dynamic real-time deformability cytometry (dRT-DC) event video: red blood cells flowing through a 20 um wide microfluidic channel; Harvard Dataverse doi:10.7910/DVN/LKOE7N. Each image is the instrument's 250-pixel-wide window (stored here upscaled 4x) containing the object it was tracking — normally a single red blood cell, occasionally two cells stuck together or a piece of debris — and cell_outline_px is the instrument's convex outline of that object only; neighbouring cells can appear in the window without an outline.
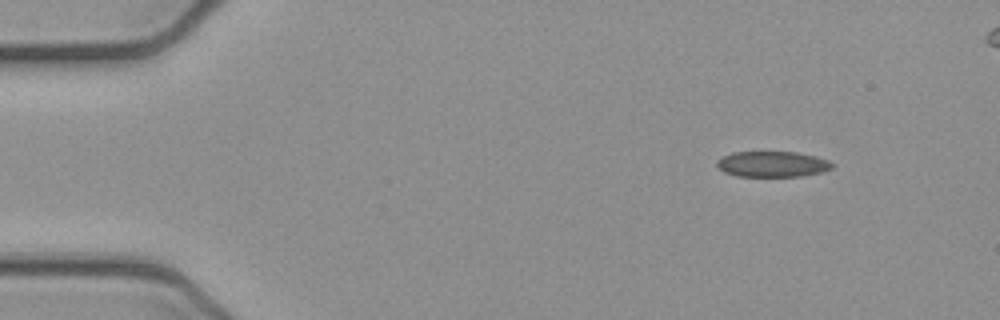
{"species": "common noctule bat (a hibernating species)", "species_latin": "Nyctalus noctula", "temperature_condition": "cold", "stored_images_in_passage": 46, "camera_frame_rate_fps": 3000, "um_per_image_px": 0.085, "animal": {"sex": "female", "body_mass_g": 21.9}, "frame": {"image": 1, "passage_image": 1, "time_ms": 0.0, "image_size_px": [1000, 320], "cell_outline_px": [[832, 168], [820, 172], [800, 176], [736, 176], [724, 172], [716, 164], [716, 160], [732, 152], [796, 152], [828, 160], [832, 164]], "centroid_in_image_um": [65.6, 13.95], "position_along_channel_um": 19.4, "area_um2": 16.99}}
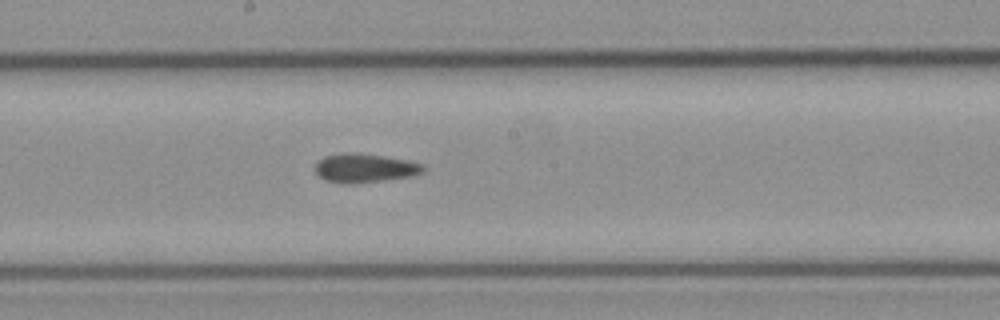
{"frame": {"image": 2, "passage_image": 23, "time_ms": 7.333, "image_size_px": [1000, 320], "cell_outline_px": [[424, 172], [416, 176], [352, 184], [340, 184], [324, 180], [316, 172], [316, 164], [324, 156], [384, 156], [408, 160], [424, 164]], "centroid_in_image_um": [31.09, 14.36], "position_along_channel_um": 217.1, "area_um2": 17.46}}
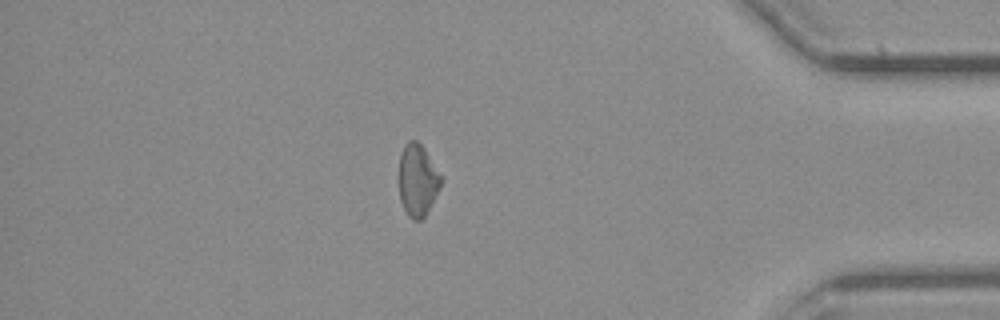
{"frame": {"image": 3, "passage_image": 40, "time_ms": 13.0, "image_size_px": [1000, 320], "cell_outline_px": [[444, 180], [440, 188], [424, 216], [420, 220], [412, 220], [408, 216], [400, 200], [400, 152], [404, 144], [408, 140], [416, 140], [424, 148]], "centroid_in_image_um": [35.5, 15.3], "position_along_channel_um": 399.7, "area_um2": 17.51}, "authors_computed_cell_mechanics": {"area_um2": 18.0336, "velocity_mm_per_s": 3.8954, "shape_relaxation_time_tau1_ms": null, "shape_relaxation_time_tau2_ms": 5.0821, "deformation_change_tau1": null, "deformation_change_tau2": 0.118}}